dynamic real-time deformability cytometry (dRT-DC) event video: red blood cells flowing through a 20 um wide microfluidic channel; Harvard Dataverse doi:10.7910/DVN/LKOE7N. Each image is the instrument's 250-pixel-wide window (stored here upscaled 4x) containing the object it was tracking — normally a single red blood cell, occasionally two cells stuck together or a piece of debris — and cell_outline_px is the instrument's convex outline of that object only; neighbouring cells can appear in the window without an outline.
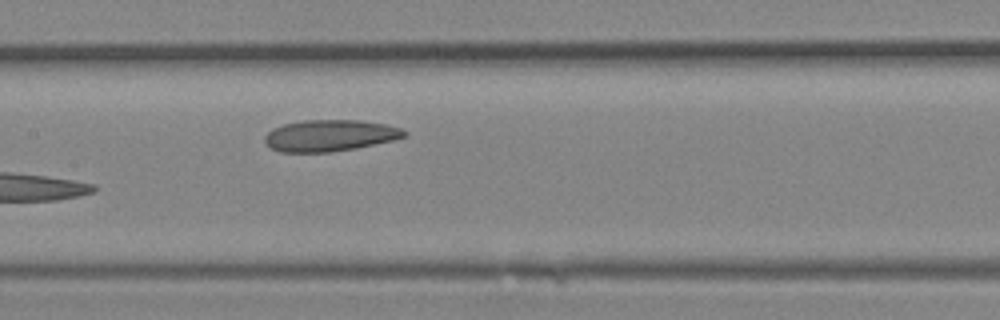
{"species": "Egyptian fruit bat (a non-hibernating species)", "species_latin": "Rousettus aegyptiacus", "temperature_condition": "room temperature", "stored_images_in_passage": 11, "camera_frame_rate_fps": 3000, "um_per_image_px": 0.085, "animal": {"sex": "female"}, "frame": {"image": 1, "passage_image": 11, "time_ms": 3.333, "image_size_px": [1000, 320], "cell_outline_px": [[408, 132], [404, 136], [392, 140], [356, 148], [328, 152], [280, 152], [272, 148], [264, 140], [264, 136], [272, 128], [284, 124], [304, 120], [360, 120], [384, 124], [400, 128]], "centroid_in_image_um": [28.01, 11.51], "position_along_channel_um": 179.4, "area_um2": 25.37}}